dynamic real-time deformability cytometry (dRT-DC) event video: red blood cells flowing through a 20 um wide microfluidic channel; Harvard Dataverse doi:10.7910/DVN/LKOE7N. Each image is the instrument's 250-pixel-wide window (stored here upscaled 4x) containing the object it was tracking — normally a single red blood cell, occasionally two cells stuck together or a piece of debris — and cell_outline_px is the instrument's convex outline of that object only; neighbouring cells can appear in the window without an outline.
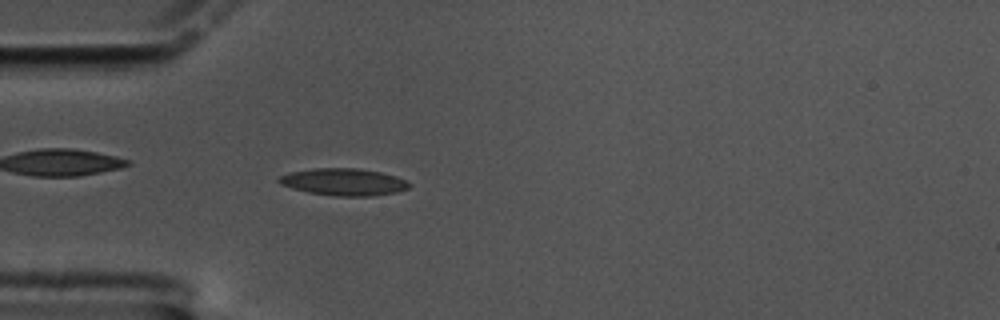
{"species": "common noctule bat (a hibernating species)", "species_latin": "Nyctalus noctula", "temperature_condition": "cold", "stored_images_in_passage": 61, "camera_frame_rate_fps": 3000, "um_per_image_px": 0.085, "animal": {"sex": "male", "body_mass_g": 17.5, "forearm_length_mm": 52.3}, "frame": {"image": 1, "passage_image": 18, "time_ms": 5.667, "image_size_px": [1000, 320], "cell_outline_px": [[412, 184], [408, 188], [396, 192], [372, 196], [336, 196], [308, 192], [292, 188], [280, 184], [276, 180], [280, 176], [288, 172], [312, 168], [360, 168], [380, 172], [396, 176], [408, 180]], "centroid_in_image_um": [29.22, 15.46], "position_along_channel_um": 55.8, "area_um2": 20.75}}
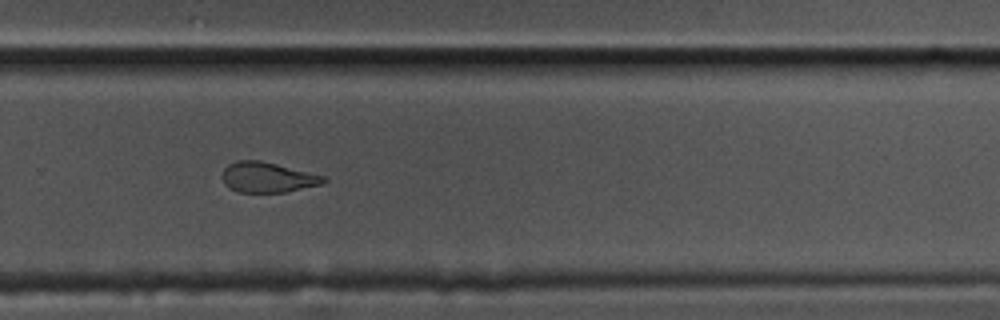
{"frame": {"image": 2, "passage_image": 41, "time_ms": 13.333, "image_size_px": [1000, 320], "cell_outline_px": [[328, 180], [320, 184], [284, 192], [236, 192], [228, 188], [224, 184], [220, 176], [224, 168], [228, 164], [236, 160], [260, 160], [324, 176]], "centroid_in_image_um": [22.65, 15.07], "position_along_channel_um": 307.2, "area_um2": 17.86}}
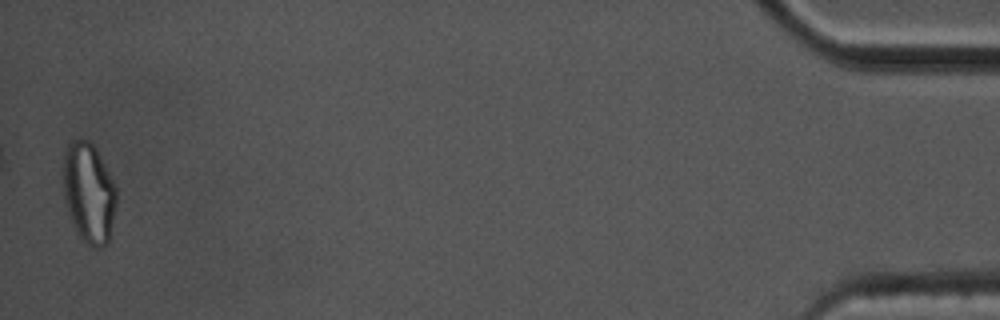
{"frame": {"image": 3, "passage_image": 60, "time_ms": 19.667, "image_size_px": [1000, 320], "cell_outline_px": [[116, 204], [108, 244], [100, 248], [92, 248], [80, 240], [76, 232], [68, 212], [64, 200], [64, 148], [72, 140], [88, 140], [96, 148], [116, 188]], "centroid_in_image_um": [7.54, 16.44], "position_along_channel_um": 427.7, "area_um2": 31.15}, "authors_computed_cell_mechanics": {"area_um2": 19.0162, "velocity_mm_per_s": 3.347, "shape_relaxation_time_tau1_ms": 9.3971, "shape_relaxation_time_tau2_ms": 1.0464, "deformation_change_tau1": 0.2402, "deformation_change_tau2": 0.0703}}